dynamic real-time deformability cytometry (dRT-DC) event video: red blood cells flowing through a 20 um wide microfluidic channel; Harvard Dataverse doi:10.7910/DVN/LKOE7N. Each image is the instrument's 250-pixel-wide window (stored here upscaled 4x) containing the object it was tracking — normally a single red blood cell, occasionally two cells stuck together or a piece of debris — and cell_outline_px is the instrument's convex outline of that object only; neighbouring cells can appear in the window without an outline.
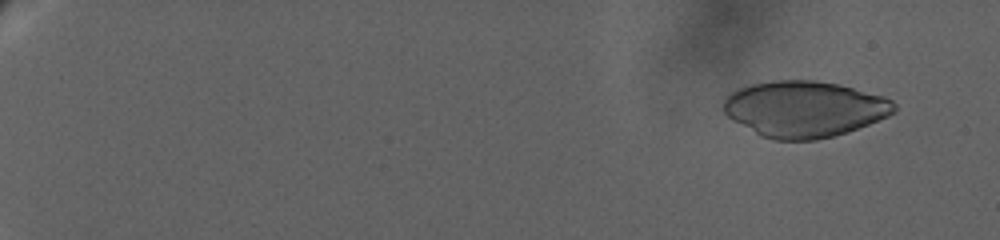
{"species": "human", "species_latin": "Homo sapiens", "temperature_condition": "warm", "stored_images_in_passage": 27, "camera_frame_rate_fps": 3000, "um_per_image_px": 0.085, "donor": {"sex": "female"}, "frame": {"image": 1, "passage_image": 8, "time_ms": 2.0, "image_size_px": [1000, 240], "cell_outline_px": [[896, 112], [888, 116], [848, 132], [816, 140], [772, 140], [760, 136], [732, 120], [724, 112], [724, 100], [732, 92], [740, 88], [752, 84], [776, 80], [812, 80], [840, 84], [884, 96], [892, 100], [896, 104]], "centroid_in_image_um": [68.39, 9.27], "position_along_channel_um": 16.6, "area_um2": 55.89}}
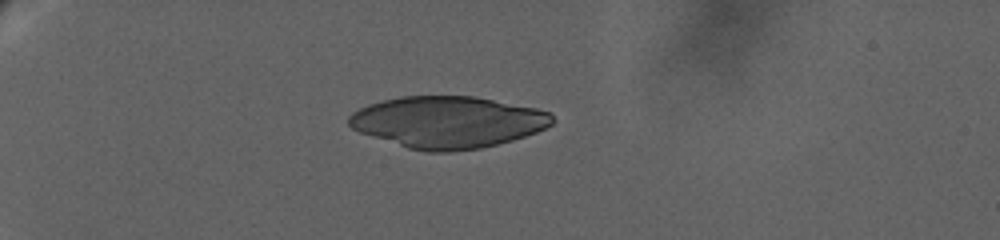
{"frame": {"image": 2, "passage_image": 26, "time_ms": 8.0, "image_size_px": [1000, 240], "cell_outline_px": [[556, 120], [552, 124], [536, 132], [512, 140], [480, 148], [448, 152], [428, 152], [408, 148], [360, 132], [352, 128], [348, 124], [348, 116], [352, 112], [368, 104], [380, 100], [400, 96], [476, 96], [536, 108], [552, 112]], "centroid_in_image_um": [38.06, 10.36], "position_along_channel_um": 46.9, "area_um2": 61.44}}